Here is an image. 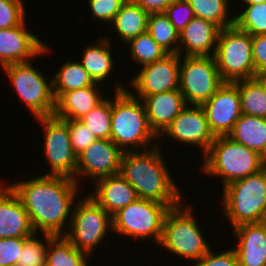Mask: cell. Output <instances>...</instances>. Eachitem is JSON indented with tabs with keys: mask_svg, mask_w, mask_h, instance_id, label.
Segmentation results:
<instances>
[{
	"mask_svg": "<svg viewBox=\"0 0 266 266\" xmlns=\"http://www.w3.org/2000/svg\"><path fill=\"white\" fill-rule=\"evenodd\" d=\"M227 136L262 155L266 150V118L242 114Z\"/></svg>",
	"mask_w": 266,
	"mask_h": 266,
	"instance_id": "obj_25",
	"label": "cell"
},
{
	"mask_svg": "<svg viewBox=\"0 0 266 266\" xmlns=\"http://www.w3.org/2000/svg\"><path fill=\"white\" fill-rule=\"evenodd\" d=\"M23 0H0V29L20 25L25 20Z\"/></svg>",
	"mask_w": 266,
	"mask_h": 266,
	"instance_id": "obj_36",
	"label": "cell"
},
{
	"mask_svg": "<svg viewBox=\"0 0 266 266\" xmlns=\"http://www.w3.org/2000/svg\"><path fill=\"white\" fill-rule=\"evenodd\" d=\"M261 160H262V170L266 171V150L265 152L261 155Z\"/></svg>",
	"mask_w": 266,
	"mask_h": 266,
	"instance_id": "obj_46",
	"label": "cell"
},
{
	"mask_svg": "<svg viewBox=\"0 0 266 266\" xmlns=\"http://www.w3.org/2000/svg\"><path fill=\"white\" fill-rule=\"evenodd\" d=\"M184 207L182 204L171 208L165 217L160 243L162 249L168 250L178 258L189 261H198L210 249L209 242L205 241L202 228L194 217L193 207ZM183 209H182V208ZM181 256V257H180Z\"/></svg>",
	"mask_w": 266,
	"mask_h": 266,
	"instance_id": "obj_6",
	"label": "cell"
},
{
	"mask_svg": "<svg viewBox=\"0 0 266 266\" xmlns=\"http://www.w3.org/2000/svg\"><path fill=\"white\" fill-rule=\"evenodd\" d=\"M111 41L107 36L98 39L96 43L89 44L84 48L82 61L83 68L88 72L94 83L100 84L108 80L114 69V58H112Z\"/></svg>",
	"mask_w": 266,
	"mask_h": 266,
	"instance_id": "obj_24",
	"label": "cell"
},
{
	"mask_svg": "<svg viewBox=\"0 0 266 266\" xmlns=\"http://www.w3.org/2000/svg\"><path fill=\"white\" fill-rule=\"evenodd\" d=\"M93 84L94 81L78 60H65L60 69L52 77L55 100H57L64 92L83 89L92 86Z\"/></svg>",
	"mask_w": 266,
	"mask_h": 266,
	"instance_id": "obj_28",
	"label": "cell"
},
{
	"mask_svg": "<svg viewBox=\"0 0 266 266\" xmlns=\"http://www.w3.org/2000/svg\"><path fill=\"white\" fill-rule=\"evenodd\" d=\"M71 145L78 156L88 148L97 138L80 120H68Z\"/></svg>",
	"mask_w": 266,
	"mask_h": 266,
	"instance_id": "obj_37",
	"label": "cell"
},
{
	"mask_svg": "<svg viewBox=\"0 0 266 266\" xmlns=\"http://www.w3.org/2000/svg\"><path fill=\"white\" fill-rule=\"evenodd\" d=\"M203 158V174L221 177L223 187L262 170L261 155L228 136H217Z\"/></svg>",
	"mask_w": 266,
	"mask_h": 266,
	"instance_id": "obj_5",
	"label": "cell"
},
{
	"mask_svg": "<svg viewBox=\"0 0 266 266\" xmlns=\"http://www.w3.org/2000/svg\"><path fill=\"white\" fill-rule=\"evenodd\" d=\"M255 78L262 84L266 93V72L256 75Z\"/></svg>",
	"mask_w": 266,
	"mask_h": 266,
	"instance_id": "obj_44",
	"label": "cell"
},
{
	"mask_svg": "<svg viewBox=\"0 0 266 266\" xmlns=\"http://www.w3.org/2000/svg\"><path fill=\"white\" fill-rule=\"evenodd\" d=\"M134 63L144 66L163 58L168 53L146 31L127 42Z\"/></svg>",
	"mask_w": 266,
	"mask_h": 266,
	"instance_id": "obj_32",
	"label": "cell"
},
{
	"mask_svg": "<svg viewBox=\"0 0 266 266\" xmlns=\"http://www.w3.org/2000/svg\"><path fill=\"white\" fill-rule=\"evenodd\" d=\"M220 30L213 22L194 17L179 34L178 54L214 56Z\"/></svg>",
	"mask_w": 266,
	"mask_h": 266,
	"instance_id": "obj_19",
	"label": "cell"
},
{
	"mask_svg": "<svg viewBox=\"0 0 266 266\" xmlns=\"http://www.w3.org/2000/svg\"><path fill=\"white\" fill-rule=\"evenodd\" d=\"M41 235H44L47 243L46 266H91L88 264L89 256L74 247L64 236Z\"/></svg>",
	"mask_w": 266,
	"mask_h": 266,
	"instance_id": "obj_27",
	"label": "cell"
},
{
	"mask_svg": "<svg viewBox=\"0 0 266 266\" xmlns=\"http://www.w3.org/2000/svg\"><path fill=\"white\" fill-rule=\"evenodd\" d=\"M88 193L111 217L138 199L135 189L120 174L103 177L93 183Z\"/></svg>",
	"mask_w": 266,
	"mask_h": 266,
	"instance_id": "obj_22",
	"label": "cell"
},
{
	"mask_svg": "<svg viewBox=\"0 0 266 266\" xmlns=\"http://www.w3.org/2000/svg\"><path fill=\"white\" fill-rule=\"evenodd\" d=\"M30 62L3 66L20 100L29 108L34 118L54 115L56 100L53 94L52 78L46 80L42 72Z\"/></svg>",
	"mask_w": 266,
	"mask_h": 266,
	"instance_id": "obj_10",
	"label": "cell"
},
{
	"mask_svg": "<svg viewBox=\"0 0 266 266\" xmlns=\"http://www.w3.org/2000/svg\"><path fill=\"white\" fill-rule=\"evenodd\" d=\"M35 233L29 214L18 195L6 183H0V239L27 238Z\"/></svg>",
	"mask_w": 266,
	"mask_h": 266,
	"instance_id": "obj_18",
	"label": "cell"
},
{
	"mask_svg": "<svg viewBox=\"0 0 266 266\" xmlns=\"http://www.w3.org/2000/svg\"><path fill=\"white\" fill-rule=\"evenodd\" d=\"M126 1L127 0H88L92 19L94 18L96 22L98 19L100 21L102 20L105 24H107V22L112 23L115 15Z\"/></svg>",
	"mask_w": 266,
	"mask_h": 266,
	"instance_id": "obj_39",
	"label": "cell"
},
{
	"mask_svg": "<svg viewBox=\"0 0 266 266\" xmlns=\"http://www.w3.org/2000/svg\"><path fill=\"white\" fill-rule=\"evenodd\" d=\"M171 137L177 143L201 148L203 156L216 138L210 130L205 111L201 105H187L158 137Z\"/></svg>",
	"mask_w": 266,
	"mask_h": 266,
	"instance_id": "obj_14",
	"label": "cell"
},
{
	"mask_svg": "<svg viewBox=\"0 0 266 266\" xmlns=\"http://www.w3.org/2000/svg\"><path fill=\"white\" fill-rule=\"evenodd\" d=\"M171 208L157 201L138 198L112 216V232L142 241L160 243L163 224Z\"/></svg>",
	"mask_w": 266,
	"mask_h": 266,
	"instance_id": "obj_7",
	"label": "cell"
},
{
	"mask_svg": "<svg viewBox=\"0 0 266 266\" xmlns=\"http://www.w3.org/2000/svg\"><path fill=\"white\" fill-rule=\"evenodd\" d=\"M149 13L133 0H127L111 23L120 40L127 44L129 40L147 31Z\"/></svg>",
	"mask_w": 266,
	"mask_h": 266,
	"instance_id": "obj_26",
	"label": "cell"
},
{
	"mask_svg": "<svg viewBox=\"0 0 266 266\" xmlns=\"http://www.w3.org/2000/svg\"><path fill=\"white\" fill-rule=\"evenodd\" d=\"M190 266H239V261L233 248L221 253L214 252L211 248L202 258Z\"/></svg>",
	"mask_w": 266,
	"mask_h": 266,
	"instance_id": "obj_41",
	"label": "cell"
},
{
	"mask_svg": "<svg viewBox=\"0 0 266 266\" xmlns=\"http://www.w3.org/2000/svg\"><path fill=\"white\" fill-rule=\"evenodd\" d=\"M25 20L16 27L0 29V65L29 62L49 52L45 44L34 32L26 28ZM49 46V47H48ZM45 53V54H44Z\"/></svg>",
	"mask_w": 266,
	"mask_h": 266,
	"instance_id": "obj_17",
	"label": "cell"
},
{
	"mask_svg": "<svg viewBox=\"0 0 266 266\" xmlns=\"http://www.w3.org/2000/svg\"><path fill=\"white\" fill-rule=\"evenodd\" d=\"M123 153L111 139L95 140L77 156L76 175L73 179L80 184V175H84L94 183L100 178L120 173Z\"/></svg>",
	"mask_w": 266,
	"mask_h": 266,
	"instance_id": "obj_15",
	"label": "cell"
},
{
	"mask_svg": "<svg viewBox=\"0 0 266 266\" xmlns=\"http://www.w3.org/2000/svg\"><path fill=\"white\" fill-rule=\"evenodd\" d=\"M234 83L239 88L242 114L266 118V93L262 84L256 78Z\"/></svg>",
	"mask_w": 266,
	"mask_h": 266,
	"instance_id": "obj_29",
	"label": "cell"
},
{
	"mask_svg": "<svg viewBox=\"0 0 266 266\" xmlns=\"http://www.w3.org/2000/svg\"><path fill=\"white\" fill-rule=\"evenodd\" d=\"M25 240L21 237L0 239V266H17Z\"/></svg>",
	"mask_w": 266,
	"mask_h": 266,
	"instance_id": "obj_40",
	"label": "cell"
},
{
	"mask_svg": "<svg viewBox=\"0 0 266 266\" xmlns=\"http://www.w3.org/2000/svg\"><path fill=\"white\" fill-rule=\"evenodd\" d=\"M245 6V10L234 17V25L251 36L266 34V2Z\"/></svg>",
	"mask_w": 266,
	"mask_h": 266,
	"instance_id": "obj_34",
	"label": "cell"
},
{
	"mask_svg": "<svg viewBox=\"0 0 266 266\" xmlns=\"http://www.w3.org/2000/svg\"><path fill=\"white\" fill-rule=\"evenodd\" d=\"M36 234L26 238L17 266H46L47 244Z\"/></svg>",
	"mask_w": 266,
	"mask_h": 266,
	"instance_id": "obj_35",
	"label": "cell"
},
{
	"mask_svg": "<svg viewBox=\"0 0 266 266\" xmlns=\"http://www.w3.org/2000/svg\"><path fill=\"white\" fill-rule=\"evenodd\" d=\"M179 79L180 55L168 53L163 58L142 66L139 73L129 79V85L134 88V91L129 92L142 100L149 95L179 89Z\"/></svg>",
	"mask_w": 266,
	"mask_h": 266,
	"instance_id": "obj_13",
	"label": "cell"
},
{
	"mask_svg": "<svg viewBox=\"0 0 266 266\" xmlns=\"http://www.w3.org/2000/svg\"><path fill=\"white\" fill-rule=\"evenodd\" d=\"M176 30L180 33L195 17L187 0H174L164 11Z\"/></svg>",
	"mask_w": 266,
	"mask_h": 266,
	"instance_id": "obj_38",
	"label": "cell"
},
{
	"mask_svg": "<svg viewBox=\"0 0 266 266\" xmlns=\"http://www.w3.org/2000/svg\"><path fill=\"white\" fill-rule=\"evenodd\" d=\"M205 111L211 132L215 137L227 136L242 115L239 88L225 82L217 92L201 105Z\"/></svg>",
	"mask_w": 266,
	"mask_h": 266,
	"instance_id": "obj_16",
	"label": "cell"
},
{
	"mask_svg": "<svg viewBox=\"0 0 266 266\" xmlns=\"http://www.w3.org/2000/svg\"><path fill=\"white\" fill-rule=\"evenodd\" d=\"M233 233L239 266H266V222L241 224Z\"/></svg>",
	"mask_w": 266,
	"mask_h": 266,
	"instance_id": "obj_20",
	"label": "cell"
},
{
	"mask_svg": "<svg viewBox=\"0 0 266 266\" xmlns=\"http://www.w3.org/2000/svg\"><path fill=\"white\" fill-rule=\"evenodd\" d=\"M74 205L64 237L91 258L95 247L108 236L107 232H112V217L89 195L75 201Z\"/></svg>",
	"mask_w": 266,
	"mask_h": 266,
	"instance_id": "obj_9",
	"label": "cell"
},
{
	"mask_svg": "<svg viewBox=\"0 0 266 266\" xmlns=\"http://www.w3.org/2000/svg\"><path fill=\"white\" fill-rule=\"evenodd\" d=\"M8 185L20 198L37 234H66L80 190L73 178L44 174Z\"/></svg>",
	"mask_w": 266,
	"mask_h": 266,
	"instance_id": "obj_1",
	"label": "cell"
},
{
	"mask_svg": "<svg viewBox=\"0 0 266 266\" xmlns=\"http://www.w3.org/2000/svg\"><path fill=\"white\" fill-rule=\"evenodd\" d=\"M147 32L167 53L178 54L180 33L164 12L149 14Z\"/></svg>",
	"mask_w": 266,
	"mask_h": 266,
	"instance_id": "obj_30",
	"label": "cell"
},
{
	"mask_svg": "<svg viewBox=\"0 0 266 266\" xmlns=\"http://www.w3.org/2000/svg\"><path fill=\"white\" fill-rule=\"evenodd\" d=\"M100 84L64 92L57 100L54 115L60 119L79 120L105 98L99 92Z\"/></svg>",
	"mask_w": 266,
	"mask_h": 266,
	"instance_id": "obj_23",
	"label": "cell"
},
{
	"mask_svg": "<svg viewBox=\"0 0 266 266\" xmlns=\"http://www.w3.org/2000/svg\"><path fill=\"white\" fill-rule=\"evenodd\" d=\"M197 18L208 20L221 29L234 25V17H229L230 0H187Z\"/></svg>",
	"mask_w": 266,
	"mask_h": 266,
	"instance_id": "obj_31",
	"label": "cell"
},
{
	"mask_svg": "<svg viewBox=\"0 0 266 266\" xmlns=\"http://www.w3.org/2000/svg\"><path fill=\"white\" fill-rule=\"evenodd\" d=\"M223 193L222 212L232 228L266 220V171L229 183Z\"/></svg>",
	"mask_w": 266,
	"mask_h": 266,
	"instance_id": "obj_4",
	"label": "cell"
},
{
	"mask_svg": "<svg viewBox=\"0 0 266 266\" xmlns=\"http://www.w3.org/2000/svg\"><path fill=\"white\" fill-rule=\"evenodd\" d=\"M224 83L214 56H180L179 90L187 105H202Z\"/></svg>",
	"mask_w": 266,
	"mask_h": 266,
	"instance_id": "obj_11",
	"label": "cell"
},
{
	"mask_svg": "<svg viewBox=\"0 0 266 266\" xmlns=\"http://www.w3.org/2000/svg\"><path fill=\"white\" fill-rule=\"evenodd\" d=\"M242 2L245 4H259L266 2V0H242Z\"/></svg>",
	"mask_w": 266,
	"mask_h": 266,
	"instance_id": "obj_45",
	"label": "cell"
},
{
	"mask_svg": "<svg viewBox=\"0 0 266 266\" xmlns=\"http://www.w3.org/2000/svg\"><path fill=\"white\" fill-rule=\"evenodd\" d=\"M35 119L44 126L43 151L51 169L47 175L74 178L77 168V155L72 149L68 119H60L55 115Z\"/></svg>",
	"mask_w": 266,
	"mask_h": 266,
	"instance_id": "obj_12",
	"label": "cell"
},
{
	"mask_svg": "<svg viewBox=\"0 0 266 266\" xmlns=\"http://www.w3.org/2000/svg\"><path fill=\"white\" fill-rule=\"evenodd\" d=\"M159 146L146 151L124 152L120 174L135 189L138 198L157 201L174 208L184 203V196L181 195L182 191L171 172H168Z\"/></svg>",
	"mask_w": 266,
	"mask_h": 266,
	"instance_id": "obj_2",
	"label": "cell"
},
{
	"mask_svg": "<svg viewBox=\"0 0 266 266\" xmlns=\"http://www.w3.org/2000/svg\"><path fill=\"white\" fill-rule=\"evenodd\" d=\"M150 128L159 137L187 106L179 89L156 93L142 99Z\"/></svg>",
	"mask_w": 266,
	"mask_h": 266,
	"instance_id": "obj_21",
	"label": "cell"
},
{
	"mask_svg": "<svg viewBox=\"0 0 266 266\" xmlns=\"http://www.w3.org/2000/svg\"><path fill=\"white\" fill-rule=\"evenodd\" d=\"M218 72L224 82L255 78L252 36L235 25L220 30L214 54Z\"/></svg>",
	"mask_w": 266,
	"mask_h": 266,
	"instance_id": "obj_8",
	"label": "cell"
},
{
	"mask_svg": "<svg viewBox=\"0 0 266 266\" xmlns=\"http://www.w3.org/2000/svg\"><path fill=\"white\" fill-rule=\"evenodd\" d=\"M252 58L256 74L266 72V34L252 36Z\"/></svg>",
	"mask_w": 266,
	"mask_h": 266,
	"instance_id": "obj_42",
	"label": "cell"
},
{
	"mask_svg": "<svg viewBox=\"0 0 266 266\" xmlns=\"http://www.w3.org/2000/svg\"><path fill=\"white\" fill-rule=\"evenodd\" d=\"M115 84L110 139L123 152L139 151L143 147L146 151L156 147L158 142L150 145L158 137L149 126L142 100L134 97L124 87L126 84Z\"/></svg>",
	"mask_w": 266,
	"mask_h": 266,
	"instance_id": "obj_3",
	"label": "cell"
},
{
	"mask_svg": "<svg viewBox=\"0 0 266 266\" xmlns=\"http://www.w3.org/2000/svg\"><path fill=\"white\" fill-rule=\"evenodd\" d=\"M149 14L163 13L174 0H133Z\"/></svg>",
	"mask_w": 266,
	"mask_h": 266,
	"instance_id": "obj_43",
	"label": "cell"
},
{
	"mask_svg": "<svg viewBox=\"0 0 266 266\" xmlns=\"http://www.w3.org/2000/svg\"><path fill=\"white\" fill-rule=\"evenodd\" d=\"M113 99L105 98L88 114L79 119L97 139H110Z\"/></svg>",
	"mask_w": 266,
	"mask_h": 266,
	"instance_id": "obj_33",
	"label": "cell"
}]
</instances>
